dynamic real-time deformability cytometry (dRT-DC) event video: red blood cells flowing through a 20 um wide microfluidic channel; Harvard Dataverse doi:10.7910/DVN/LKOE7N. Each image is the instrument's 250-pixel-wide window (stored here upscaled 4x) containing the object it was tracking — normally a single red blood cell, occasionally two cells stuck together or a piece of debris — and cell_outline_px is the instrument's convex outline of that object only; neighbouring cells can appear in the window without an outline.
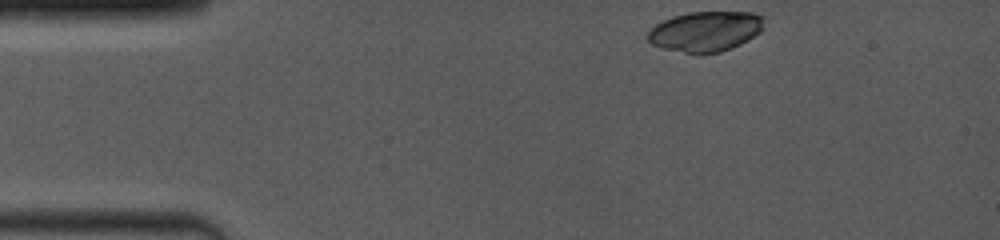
{"species": "common noctule bat (a hibernating species)", "species_latin": "Nyctalus noctula", "temperature_condition": "room temperature", "stored_images_in_passage": 3, "camera_frame_rate_fps": 4000, "um_per_image_px": 0.085, "animal": {"sex": "female", "body_mass_g": 19.0, "forearm_length_mm": 53.3}, "frame": {"image": 1, "passage_image": 1, "time_ms": 0.0, "image_size_px": [1000, 240], "cell_outline_px": [[764, 28], [760, 32], [748, 40], [740, 44], [720, 52], [684, 52], [664, 48], [652, 44], [648, 40], [648, 28], [672, 16], [688, 12], [752, 12], [764, 16]], "centroid_in_image_um": [59.99, 2.64], "position_along_channel_um": 25.0, "area_um2": 27.11}}